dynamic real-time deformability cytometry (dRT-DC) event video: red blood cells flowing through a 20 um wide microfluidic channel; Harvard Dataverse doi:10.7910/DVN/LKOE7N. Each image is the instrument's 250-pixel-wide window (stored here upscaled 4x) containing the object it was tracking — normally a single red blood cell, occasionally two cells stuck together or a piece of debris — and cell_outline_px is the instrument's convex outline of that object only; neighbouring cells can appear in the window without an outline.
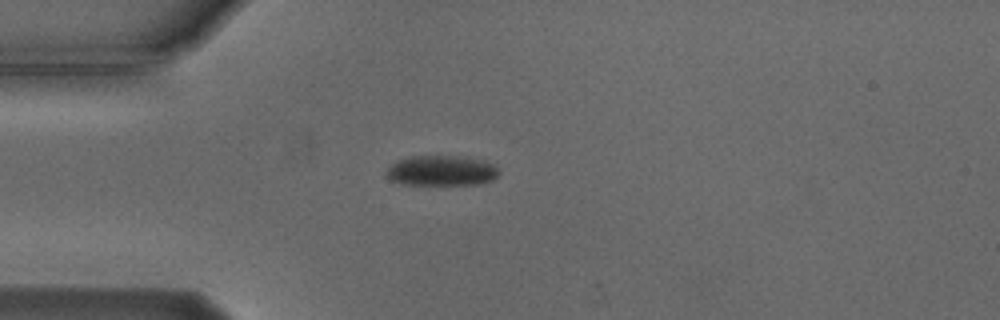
{"species": "Egyptian fruit bat (a non-hibernating species)", "species_latin": "Rousettus aegyptiacus", "temperature_condition": "cold", "stored_images_in_passage": 1, "camera_frame_rate_fps": 3000, "um_per_image_px": 0.085, "animal": {"sex": "male"}, "frame": {"image": 1, "passage_image": 1, "time_ms": 0.0, "image_size_px": [1000, 320], "cell_outline_px": [[500, 172], [492, 180], [476, 184], [404, 184], [392, 180], [388, 176], [388, 168], [396, 160], [412, 156], [460, 156], [484, 160], [492, 164]], "centroid_in_image_um": [37.54, 14.49], "position_along_channel_um": 47.5, "area_um2": 19.54}}